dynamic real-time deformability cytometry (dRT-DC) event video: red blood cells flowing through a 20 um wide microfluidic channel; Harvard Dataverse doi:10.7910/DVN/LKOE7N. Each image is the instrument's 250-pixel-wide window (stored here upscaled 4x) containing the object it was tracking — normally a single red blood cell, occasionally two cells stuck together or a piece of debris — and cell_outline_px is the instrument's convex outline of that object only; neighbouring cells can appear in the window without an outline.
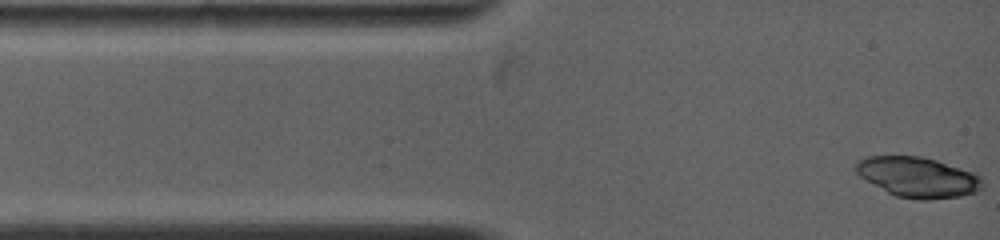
{"species": "common noctule bat (a hibernating species)", "species_latin": "Nyctalus noctula", "temperature_condition": "warm", "stored_images_in_passage": 17, "camera_frame_rate_fps": 5000, "um_per_image_px": 0.085, "animal": {"sex": "female", "body_mass_g": 19.0, "forearm_length_mm": 53.3}, "frame": {"image": 1, "passage_image": 1, "time_ms": 0.0, "image_size_px": [1000, 240], "cell_outline_px": [[984, 188], [980, 192], [960, 196], [928, 200], [920, 200], [896, 196], [888, 192], [860, 176], [856, 172], [856, 164], [864, 156], [920, 156], [936, 160], [972, 172], [980, 176], [984, 180]], "centroid_in_image_um": [78.08, 15.07], "position_along_channel_um": 6.9, "area_um2": 29.65}}